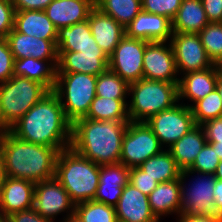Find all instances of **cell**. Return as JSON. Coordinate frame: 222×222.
I'll return each mask as SVG.
<instances>
[{
    "instance_id": "43",
    "label": "cell",
    "mask_w": 222,
    "mask_h": 222,
    "mask_svg": "<svg viewBox=\"0 0 222 222\" xmlns=\"http://www.w3.org/2000/svg\"><path fill=\"white\" fill-rule=\"evenodd\" d=\"M205 131L207 142L222 144V116L206 121L201 125Z\"/></svg>"
},
{
    "instance_id": "11",
    "label": "cell",
    "mask_w": 222,
    "mask_h": 222,
    "mask_svg": "<svg viewBox=\"0 0 222 222\" xmlns=\"http://www.w3.org/2000/svg\"><path fill=\"white\" fill-rule=\"evenodd\" d=\"M147 41L126 35L109 56V69L128 84L143 78V58Z\"/></svg>"
},
{
    "instance_id": "24",
    "label": "cell",
    "mask_w": 222,
    "mask_h": 222,
    "mask_svg": "<svg viewBox=\"0 0 222 222\" xmlns=\"http://www.w3.org/2000/svg\"><path fill=\"white\" fill-rule=\"evenodd\" d=\"M206 143L207 139L203 127L196 125L167 150L171 153L179 168L186 170L192 166Z\"/></svg>"
},
{
    "instance_id": "19",
    "label": "cell",
    "mask_w": 222,
    "mask_h": 222,
    "mask_svg": "<svg viewBox=\"0 0 222 222\" xmlns=\"http://www.w3.org/2000/svg\"><path fill=\"white\" fill-rule=\"evenodd\" d=\"M35 183L7 177L0 189V209L5 217L34 207Z\"/></svg>"
},
{
    "instance_id": "55",
    "label": "cell",
    "mask_w": 222,
    "mask_h": 222,
    "mask_svg": "<svg viewBox=\"0 0 222 222\" xmlns=\"http://www.w3.org/2000/svg\"><path fill=\"white\" fill-rule=\"evenodd\" d=\"M4 130L0 129V153H1V143L3 140Z\"/></svg>"
},
{
    "instance_id": "12",
    "label": "cell",
    "mask_w": 222,
    "mask_h": 222,
    "mask_svg": "<svg viewBox=\"0 0 222 222\" xmlns=\"http://www.w3.org/2000/svg\"><path fill=\"white\" fill-rule=\"evenodd\" d=\"M33 208L52 221L62 212H67L64 218L75 214V203L55 177L35 184Z\"/></svg>"
},
{
    "instance_id": "1",
    "label": "cell",
    "mask_w": 222,
    "mask_h": 222,
    "mask_svg": "<svg viewBox=\"0 0 222 222\" xmlns=\"http://www.w3.org/2000/svg\"><path fill=\"white\" fill-rule=\"evenodd\" d=\"M9 131L17 138L63 151L71 147L72 123L58 95L49 91Z\"/></svg>"
},
{
    "instance_id": "8",
    "label": "cell",
    "mask_w": 222,
    "mask_h": 222,
    "mask_svg": "<svg viewBox=\"0 0 222 222\" xmlns=\"http://www.w3.org/2000/svg\"><path fill=\"white\" fill-rule=\"evenodd\" d=\"M198 177L187 188L185 184L186 177L188 178L189 169L182 170L180 175V211L181 215H217L215 207L214 186L216 178L213 174L197 173ZM199 175H201L199 177Z\"/></svg>"
},
{
    "instance_id": "37",
    "label": "cell",
    "mask_w": 222,
    "mask_h": 222,
    "mask_svg": "<svg viewBox=\"0 0 222 222\" xmlns=\"http://www.w3.org/2000/svg\"><path fill=\"white\" fill-rule=\"evenodd\" d=\"M219 162L220 159L215 149L209 143H206L189 168V174L192 175L199 172L214 175Z\"/></svg>"
},
{
    "instance_id": "41",
    "label": "cell",
    "mask_w": 222,
    "mask_h": 222,
    "mask_svg": "<svg viewBox=\"0 0 222 222\" xmlns=\"http://www.w3.org/2000/svg\"><path fill=\"white\" fill-rule=\"evenodd\" d=\"M15 12L12 0H0V38H6L14 28Z\"/></svg>"
},
{
    "instance_id": "50",
    "label": "cell",
    "mask_w": 222,
    "mask_h": 222,
    "mask_svg": "<svg viewBox=\"0 0 222 222\" xmlns=\"http://www.w3.org/2000/svg\"><path fill=\"white\" fill-rule=\"evenodd\" d=\"M209 143L217 153L220 160H222V144H219V142H207Z\"/></svg>"
},
{
    "instance_id": "4",
    "label": "cell",
    "mask_w": 222,
    "mask_h": 222,
    "mask_svg": "<svg viewBox=\"0 0 222 222\" xmlns=\"http://www.w3.org/2000/svg\"><path fill=\"white\" fill-rule=\"evenodd\" d=\"M99 171L100 165L82 157L70 147L59 151L54 177L68 192L71 200L78 204L94 199Z\"/></svg>"
},
{
    "instance_id": "36",
    "label": "cell",
    "mask_w": 222,
    "mask_h": 222,
    "mask_svg": "<svg viewBox=\"0 0 222 222\" xmlns=\"http://www.w3.org/2000/svg\"><path fill=\"white\" fill-rule=\"evenodd\" d=\"M130 168L122 163L100 165L99 184L125 186L129 183Z\"/></svg>"
},
{
    "instance_id": "42",
    "label": "cell",
    "mask_w": 222,
    "mask_h": 222,
    "mask_svg": "<svg viewBox=\"0 0 222 222\" xmlns=\"http://www.w3.org/2000/svg\"><path fill=\"white\" fill-rule=\"evenodd\" d=\"M123 188L124 186L98 184L93 200L115 207L118 204Z\"/></svg>"
},
{
    "instance_id": "45",
    "label": "cell",
    "mask_w": 222,
    "mask_h": 222,
    "mask_svg": "<svg viewBox=\"0 0 222 222\" xmlns=\"http://www.w3.org/2000/svg\"><path fill=\"white\" fill-rule=\"evenodd\" d=\"M209 22H222V0H201Z\"/></svg>"
},
{
    "instance_id": "9",
    "label": "cell",
    "mask_w": 222,
    "mask_h": 222,
    "mask_svg": "<svg viewBox=\"0 0 222 222\" xmlns=\"http://www.w3.org/2000/svg\"><path fill=\"white\" fill-rule=\"evenodd\" d=\"M163 150L158 138L146 122L130 121L122 140L120 163L128 168L138 167Z\"/></svg>"
},
{
    "instance_id": "51",
    "label": "cell",
    "mask_w": 222,
    "mask_h": 222,
    "mask_svg": "<svg viewBox=\"0 0 222 222\" xmlns=\"http://www.w3.org/2000/svg\"><path fill=\"white\" fill-rule=\"evenodd\" d=\"M218 76H222V56L213 63Z\"/></svg>"
},
{
    "instance_id": "15",
    "label": "cell",
    "mask_w": 222,
    "mask_h": 222,
    "mask_svg": "<svg viewBox=\"0 0 222 222\" xmlns=\"http://www.w3.org/2000/svg\"><path fill=\"white\" fill-rule=\"evenodd\" d=\"M109 68V57L102 49L58 52L56 73H83L98 76Z\"/></svg>"
},
{
    "instance_id": "32",
    "label": "cell",
    "mask_w": 222,
    "mask_h": 222,
    "mask_svg": "<svg viewBox=\"0 0 222 222\" xmlns=\"http://www.w3.org/2000/svg\"><path fill=\"white\" fill-rule=\"evenodd\" d=\"M96 96L109 99H126L129 84L109 68L97 76Z\"/></svg>"
},
{
    "instance_id": "38",
    "label": "cell",
    "mask_w": 222,
    "mask_h": 222,
    "mask_svg": "<svg viewBox=\"0 0 222 222\" xmlns=\"http://www.w3.org/2000/svg\"><path fill=\"white\" fill-rule=\"evenodd\" d=\"M183 0H141L142 10L173 20Z\"/></svg>"
},
{
    "instance_id": "56",
    "label": "cell",
    "mask_w": 222,
    "mask_h": 222,
    "mask_svg": "<svg viewBox=\"0 0 222 222\" xmlns=\"http://www.w3.org/2000/svg\"><path fill=\"white\" fill-rule=\"evenodd\" d=\"M0 222H6V217L3 215L1 209H0Z\"/></svg>"
},
{
    "instance_id": "35",
    "label": "cell",
    "mask_w": 222,
    "mask_h": 222,
    "mask_svg": "<svg viewBox=\"0 0 222 222\" xmlns=\"http://www.w3.org/2000/svg\"><path fill=\"white\" fill-rule=\"evenodd\" d=\"M198 35L207 56L214 63L222 56V22H209Z\"/></svg>"
},
{
    "instance_id": "31",
    "label": "cell",
    "mask_w": 222,
    "mask_h": 222,
    "mask_svg": "<svg viewBox=\"0 0 222 222\" xmlns=\"http://www.w3.org/2000/svg\"><path fill=\"white\" fill-rule=\"evenodd\" d=\"M95 6L113 17L124 28L142 10L141 0H98Z\"/></svg>"
},
{
    "instance_id": "16",
    "label": "cell",
    "mask_w": 222,
    "mask_h": 222,
    "mask_svg": "<svg viewBox=\"0 0 222 222\" xmlns=\"http://www.w3.org/2000/svg\"><path fill=\"white\" fill-rule=\"evenodd\" d=\"M125 35L147 42L165 41L168 43L173 35L172 20L141 10L125 27Z\"/></svg>"
},
{
    "instance_id": "52",
    "label": "cell",
    "mask_w": 222,
    "mask_h": 222,
    "mask_svg": "<svg viewBox=\"0 0 222 222\" xmlns=\"http://www.w3.org/2000/svg\"><path fill=\"white\" fill-rule=\"evenodd\" d=\"M214 176L217 180L222 181V160H220V162L216 168V171L214 173Z\"/></svg>"
},
{
    "instance_id": "18",
    "label": "cell",
    "mask_w": 222,
    "mask_h": 222,
    "mask_svg": "<svg viewBox=\"0 0 222 222\" xmlns=\"http://www.w3.org/2000/svg\"><path fill=\"white\" fill-rule=\"evenodd\" d=\"M118 222H160L152 213L148 196L126 184L115 206Z\"/></svg>"
},
{
    "instance_id": "20",
    "label": "cell",
    "mask_w": 222,
    "mask_h": 222,
    "mask_svg": "<svg viewBox=\"0 0 222 222\" xmlns=\"http://www.w3.org/2000/svg\"><path fill=\"white\" fill-rule=\"evenodd\" d=\"M88 23L95 42L109 57L125 36V28L96 6L88 16Z\"/></svg>"
},
{
    "instance_id": "34",
    "label": "cell",
    "mask_w": 222,
    "mask_h": 222,
    "mask_svg": "<svg viewBox=\"0 0 222 222\" xmlns=\"http://www.w3.org/2000/svg\"><path fill=\"white\" fill-rule=\"evenodd\" d=\"M75 214L83 222H118L114 206L94 200L75 204Z\"/></svg>"
},
{
    "instance_id": "29",
    "label": "cell",
    "mask_w": 222,
    "mask_h": 222,
    "mask_svg": "<svg viewBox=\"0 0 222 222\" xmlns=\"http://www.w3.org/2000/svg\"><path fill=\"white\" fill-rule=\"evenodd\" d=\"M138 167L158 183L178 179L182 171L166 148L160 154L150 157Z\"/></svg>"
},
{
    "instance_id": "5",
    "label": "cell",
    "mask_w": 222,
    "mask_h": 222,
    "mask_svg": "<svg viewBox=\"0 0 222 222\" xmlns=\"http://www.w3.org/2000/svg\"><path fill=\"white\" fill-rule=\"evenodd\" d=\"M128 115L131 122H146L178 101V83L140 79L129 84ZM130 103V104H129Z\"/></svg>"
},
{
    "instance_id": "47",
    "label": "cell",
    "mask_w": 222,
    "mask_h": 222,
    "mask_svg": "<svg viewBox=\"0 0 222 222\" xmlns=\"http://www.w3.org/2000/svg\"><path fill=\"white\" fill-rule=\"evenodd\" d=\"M177 222H222V215H213V216H206V215H178Z\"/></svg>"
},
{
    "instance_id": "48",
    "label": "cell",
    "mask_w": 222,
    "mask_h": 222,
    "mask_svg": "<svg viewBox=\"0 0 222 222\" xmlns=\"http://www.w3.org/2000/svg\"><path fill=\"white\" fill-rule=\"evenodd\" d=\"M213 192L215 197L214 204L217 210V214L222 215V181L216 179Z\"/></svg>"
},
{
    "instance_id": "21",
    "label": "cell",
    "mask_w": 222,
    "mask_h": 222,
    "mask_svg": "<svg viewBox=\"0 0 222 222\" xmlns=\"http://www.w3.org/2000/svg\"><path fill=\"white\" fill-rule=\"evenodd\" d=\"M94 7L95 3L92 0H53L44 11L59 29L88 20Z\"/></svg>"
},
{
    "instance_id": "39",
    "label": "cell",
    "mask_w": 222,
    "mask_h": 222,
    "mask_svg": "<svg viewBox=\"0 0 222 222\" xmlns=\"http://www.w3.org/2000/svg\"><path fill=\"white\" fill-rule=\"evenodd\" d=\"M14 56L6 38H0V84L13 76Z\"/></svg>"
},
{
    "instance_id": "28",
    "label": "cell",
    "mask_w": 222,
    "mask_h": 222,
    "mask_svg": "<svg viewBox=\"0 0 222 222\" xmlns=\"http://www.w3.org/2000/svg\"><path fill=\"white\" fill-rule=\"evenodd\" d=\"M208 23L201 0H183L172 20V29L177 33H199Z\"/></svg>"
},
{
    "instance_id": "53",
    "label": "cell",
    "mask_w": 222,
    "mask_h": 222,
    "mask_svg": "<svg viewBox=\"0 0 222 222\" xmlns=\"http://www.w3.org/2000/svg\"><path fill=\"white\" fill-rule=\"evenodd\" d=\"M62 222H83L76 214L68 216Z\"/></svg>"
},
{
    "instance_id": "2",
    "label": "cell",
    "mask_w": 222,
    "mask_h": 222,
    "mask_svg": "<svg viewBox=\"0 0 222 222\" xmlns=\"http://www.w3.org/2000/svg\"><path fill=\"white\" fill-rule=\"evenodd\" d=\"M129 122L77 119L72 124L71 148L98 165L119 163Z\"/></svg>"
},
{
    "instance_id": "26",
    "label": "cell",
    "mask_w": 222,
    "mask_h": 222,
    "mask_svg": "<svg viewBox=\"0 0 222 222\" xmlns=\"http://www.w3.org/2000/svg\"><path fill=\"white\" fill-rule=\"evenodd\" d=\"M56 46L58 52H79V50L101 49L92 36L88 20L59 28Z\"/></svg>"
},
{
    "instance_id": "3",
    "label": "cell",
    "mask_w": 222,
    "mask_h": 222,
    "mask_svg": "<svg viewBox=\"0 0 222 222\" xmlns=\"http://www.w3.org/2000/svg\"><path fill=\"white\" fill-rule=\"evenodd\" d=\"M58 153L56 148L21 140L9 130H4L1 155L7 177L35 184L54 178Z\"/></svg>"
},
{
    "instance_id": "54",
    "label": "cell",
    "mask_w": 222,
    "mask_h": 222,
    "mask_svg": "<svg viewBox=\"0 0 222 222\" xmlns=\"http://www.w3.org/2000/svg\"><path fill=\"white\" fill-rule=\"evenodd\" d=\"M216 89H217L219 96L221 98V101H222V76H218Z\"/></svg>"
},
{
    "instance_id": "22",
    "label": "cell",
    "mask_w": 222,
    "mask_h": 222,
    "mask_svg": "<svg viewBox=\"0 0 222 222\" xmlns=\"http://www.w3.org/2000/svg\"><path fill=\"white\" fill-rule=\"evenodd\" d=\"M182 77L178 83V101L186 98L195 103L216 88L218 74L213 65L211 68L188 72Z\"/></svg>"
},
{
    "instance_id": "33",
    "label": "cell",
    "mask_w": 222,
    "mask_h": 222,
    "mask_svg": "<svg viewBox=\"0 0 222 222\" xmlns=\"http://www.w3.org/2000/svg\"><path fill=\"white\" fill-rule=\"evenodd\" d=\"M186 106L191 108L196 125H202L206 121L222 116V101L216 88L193 105Z\"/></svg>"
},
{
    "instance_id": "30",
    "label": "cell",
    "mask_w": 222,
    "mask_h": 222,
    "mask_svg": "<svg viewBox=\"0 0 222 222\" xmlns=\"http://www.w3.org/2000/svg\"><path fill=\"white\" fill-rule=\"evenodd\" d=\"M84 118L98 121H129L127 100L96 96Z\"/></svg>"
},
{
    "instance_id": "25",
    "label": "cell",
    "mask_w": 222,
    "mask_h": 222,
    "mask_svg": "<svg viewBox=\"0 0 222 222\" xmlns=\"http://www.w3.org/2000/svg\"><path fill=\"white\" fill-rule=\"evenodd\" d=\"M180 180L158 183L148 195V201L154 216L160 221L162 216L176 214L180 211Z\"/></svg>"
},
{
    "instance_id": "23",
    "label": "cell",
    "mask_w": 222,
    "mask_h": 222,
    "mask_svg": "<svg viewBox=\"0 0 222 222\" xmlns=\"http://www.w3.org/2000/svg\"><path fill=\"white\" fill-rule=\"evenodd\" d=\"M14 29L38 39L51 40L56 44L58 29L44 10L16 11Z\"/></svg>"
},
{
    "instance_id": "17",
    "label": "cell",
    "mask_w": 222,
    "mask_h": 222,
    "mask_svg": "<svg viewBox=\"0 0 222 222\" xmlns=\"http://www.w3.org/2000/svg\"><path fill=\"white\" fill-rule=\"evenodd\" d=\"M14 59L32 57L44 61H58V48L51 40L17 32L14 28L6 37Z\"/></svg>"
},
{
    "instance_id": "13",
    "label": "cell",
    "mask_w": 222,
    "mask_h": 222,
    "mask_svg": "<svg viewBox=\"0 0 222 222\" xmlns=\"http://www.w3.org/2000/svg\"><path fill=\"white\" fill-rule=\"evenodd\" d=\"M175 63L179 75L199 71L213 66L207 56L198 33H177L171 36Z\"/></svg>"
},
{
    "instance_id": "14",
    "label": "cell",
    "mask_w": 222,
    "mask_h": 222,
    "mask_svg": "<svg viewBox=\"0 0 222 222\" xmlns=\"http://www.w3.org/2000/svg\"><path fill=\"white\" fill-rule=\"evenodd\" d=\"M166 44V45H165ZM175 56L171 42H148L143 58V78L179 83Z\"/></svg>"
},
{
    "instance_id": "7",
    "label": "cell",
    "mask_w": 222,
    "mask_h": 222,
    "mask_svg": "<svg viewBox=\"0 0 222 222\" xmlns=\"http://www.w3.org/2000/svg\"><path fill=\"white\" fill-rule=\"evenodd\" d=\"M96 80L97 76L90 74L56 73L53 91L58 95L65 116L72 124L87 115L96 97Z\"/></svg>"
},
{
    "instance_id": "10",
    "label": "cell",
    "mask_w": 222,
    "mask_h": 222,
    "mask_svg": "<svg viewBox=\"0 0 222 222\" xmlns=\"http://www.w3.org/2000/svg\"><path fill=\"white\" fill-rule=\"evenodd\" d=\"M146 123L161 146L168 148L196 126L191 108L182 102L151 116Z\"/></svg>"
},
{
    "instance_id": "44",
    "label": "cell",
    "mask_w": 222,
    "mask_h": 222,
    "mask_svg": "<svg viewBox=\"0 0 222 222\" xmlns=\"http://www.w3.org/2000/svg\"><path fill=\"white\" fill-rule=\"evenodd\" d=\"M6 222H53L50 219L42 217L34 208L17 211L6 217Z\"/></svg>"
},
{
    "instance_id": "27",
    "label": "cell",
    "mask_w": 222,
    "mask_h": 222,
    "mask_svg": "<svg viewBox=\"0 0 222 222\" xmlns=\"http://www.w3.org/2000/svg\"><path fill=\"white\" fill-rule=\"evenodd\" d=\"M58 61H44L32 57L14 60L13 75L43 84L49 91L56 85Z\"/></svg>"
},
{
    "instance_id": "46",
    "label": "cell",
    "mask_w": 222,
    "mask_h": 222,
    "mask_svg": "<svg viewBox=\"0 0 222 222\" xmlns=\"http://www.w3.org/2000/svg\"><path fill=\"white\" fill-rule=\"evenodd\" d=\"M53 0H12L16 11L45 10Z\"/></svg>"
},
{
    "instance_id": "40",
    "label": "cell",
    "mask_w": 222,
    "mask_h": 222,
    "mask_svg": "<svg viewBox=\"0 0 222 222\" xmlns=\"http://www.w3.org/2000/svg\"><path fill=\"white\" fill-rule=\"evenodd\" d=\"M129 184L148 196L157 187L158 182L146 175L139 167H132L130 168Z\"/></svg>"
},
{
    "instance_id": "6",
    "label": "cell",
    "mask_w": 222,
    "mask_h": 222,
    "mask_svg": "<svg viewBox=\"0 0 222 222\" xmlns=\"http://www.w3.org/2000/svg\"><path fill=\"white\" fill-rule=\"evenodd\" d=\"M49 90L40 82L13 75L0 84V129L9 130Z\"/></svg>"
},
{
    "instance_id": "49",
    "label": "cell",
    "mask_w": 222,
    "mask_h": 222,
    "mask_svg": "<svg viewBox=\"0 0 222 222\" xmlns=\"http://www.w3.org/2000/svg\"><path fill=\"white\" fill-rule=\"evenodd\" d=\"M7 174H6V169L3 161V157L0 153V189L3 186L4 182L6 181Z\"/></svg>"
}]
</instances>
